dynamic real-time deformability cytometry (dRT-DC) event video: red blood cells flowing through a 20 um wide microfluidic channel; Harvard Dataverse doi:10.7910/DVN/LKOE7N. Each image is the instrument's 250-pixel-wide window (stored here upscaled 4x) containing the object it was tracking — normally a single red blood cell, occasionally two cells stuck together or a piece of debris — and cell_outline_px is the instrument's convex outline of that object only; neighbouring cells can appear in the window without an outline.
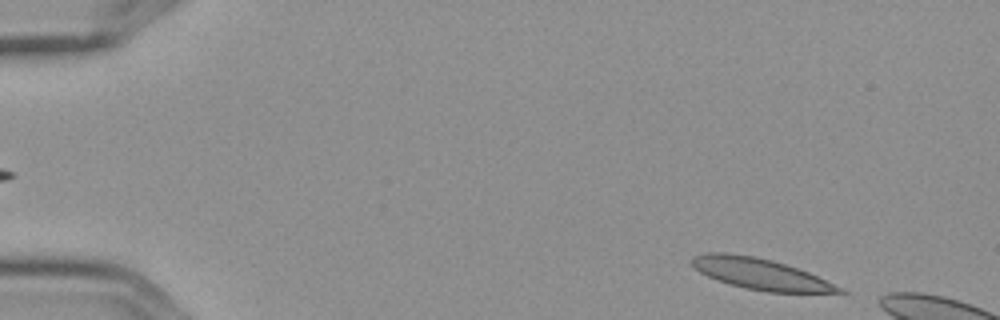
{"species": "Egyptian fruit bat (a non-hibernating species)", "species_latin": "Rousettus aegyptiacus", "temperature_condition": "cold", "stored_images_in_passage": 5, "camera_frame_rate_fps": 3000, "um_per_image_px": 0.085, "frame": {"image": 1, "passage_image": 5, "time_ms": 1.333, "image_size_px": [1000, 320], "cell_outline_px": [[848, 292], [768, 292], [744, 288], [728, 284], [716, 280], [692, 268], [692, 256], [704, 252], [728, 252], [752, 256], [772, 260], [808, 272], [844, 288]], "centroid_in_image_um": [64.57, 23.27], "position_along_channel_um": 20.4, "area_um2": 26.65}}